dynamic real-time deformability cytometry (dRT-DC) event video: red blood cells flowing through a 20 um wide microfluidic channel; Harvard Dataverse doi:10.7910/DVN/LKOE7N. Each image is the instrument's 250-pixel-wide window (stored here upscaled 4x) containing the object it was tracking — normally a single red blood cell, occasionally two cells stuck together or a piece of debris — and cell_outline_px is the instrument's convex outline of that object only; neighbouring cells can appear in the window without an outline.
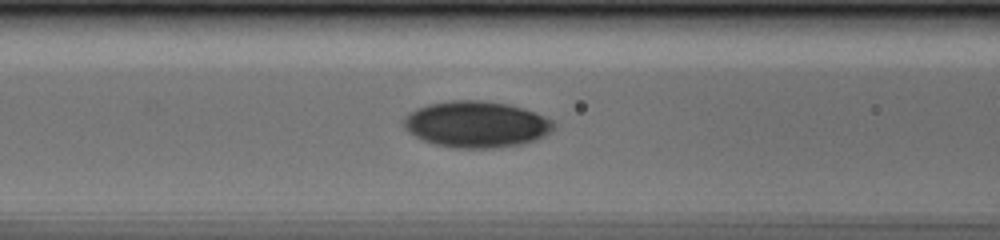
{"species": "human", "species_latin": "Homo sapiens", "temperature_condition": "cold", "stored_images_in_passage": 41, "camera_frame_rate_fps": 3000, "um_per_image_px": 0.085, "donor": {"sex": "male"}, "frame": {"image": 1, "passage_image": 11, "time_ms": 3.333, "image_size_px": [1000, 240], "cell_outline_px": [[556, 128], [544, 136], [536, 140], [520, 144], [492, 148], [452, 148], [436, 144], [424, 140], [408, 132], [404, 128], [404, 116], [408, 112], [416, 108], [428, 104], [452, 100], [480, 100], [508, 104], [524, 108], [544, 116], [552, 120], [556, 124]], "centroid_in_image_um": [40.49, 10.56], "position_along_channel_um": 126.1, "area_um2": 40.63}}
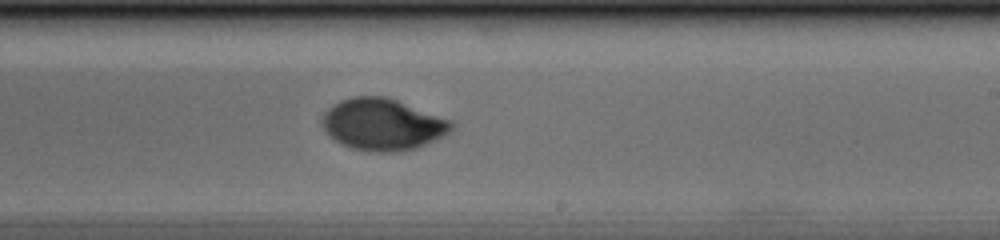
{"frame": {"image": 2, "passage_image": 21, "time_ms": 6.667, "image_size_px": [1000, 240], "cell_outline_px": [[456, 124], [444, 136], [436, 140], [416, 148], [400, 152], [376, 152], [352, 148], [336, 140], [324, 132], [320, 124], [320, 120], [324, 112], [340, 100], [356, 96], [384, 96], [396, 100], [452, 120]], "centroid_in_image_um": [32.52, 10.58], "position_along_channel_um": 256.5, "area_um2": 39.02}}
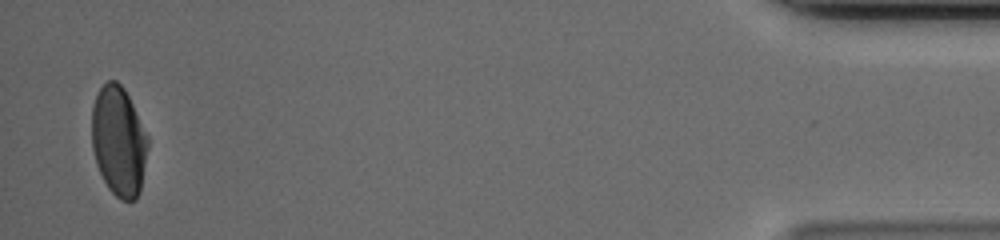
{"frame": {"image": 3, "passage_image": 40, "time_ms": 13.0, "image_size_px": [1000, 240], "cell_outline_px": [[148, 144], [140, 192], [136, 200], [120, 200], [108, 188], [96, 164], [92, 148], [92, 104], [100, 88], [108, 80], [116, 80], [124, 88], [148, 136]], "centroid_in_image_um": [10.08, 12.0], "position_along_channel_um": 425.1, "area_um2": 35.78}}